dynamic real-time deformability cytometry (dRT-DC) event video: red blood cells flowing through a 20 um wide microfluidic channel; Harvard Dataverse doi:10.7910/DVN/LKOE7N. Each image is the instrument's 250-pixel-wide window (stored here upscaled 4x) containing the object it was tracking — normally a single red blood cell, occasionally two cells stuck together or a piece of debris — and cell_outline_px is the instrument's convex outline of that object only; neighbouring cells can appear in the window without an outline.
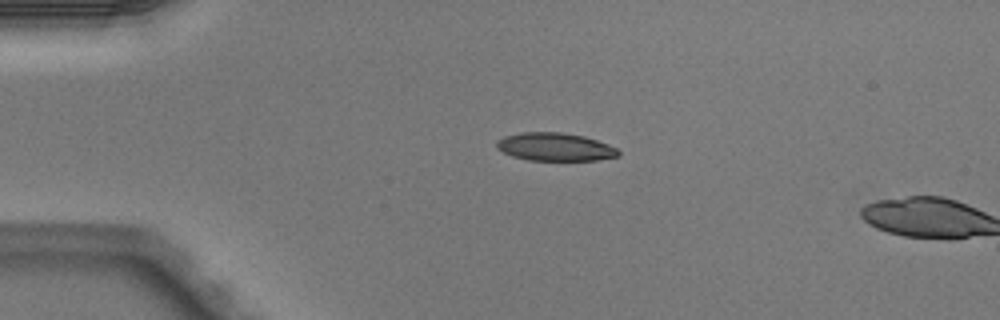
{"species": "Egyptian fruit bat (a non-hibernating species)", "species_latin": "Rousettus aegyptiacus", "temperature_condition": "warm", "stored_images_in_passage": 3, "camera_frame_rate_fps": 3000, "um_per_image_px": 0.085, "animal": {"sex": "male"}, "frame": {"image": 1, "passage_image": 2, "time_ms": 0.333, "image_size_px": [1000, 320], "cell_outline_px": [[620, 156], [596, 160], [528, 160], [512, 156], [496, 148], [496, 140], [504, 136], [520, 132], [560, 132], [584, 136], [608, 144], [616, 148], [620, 152]], "centroid_in_image_um": [47.16, 12.48], "position_along_channel_um": 37.8, "area_um2": 19.94}}